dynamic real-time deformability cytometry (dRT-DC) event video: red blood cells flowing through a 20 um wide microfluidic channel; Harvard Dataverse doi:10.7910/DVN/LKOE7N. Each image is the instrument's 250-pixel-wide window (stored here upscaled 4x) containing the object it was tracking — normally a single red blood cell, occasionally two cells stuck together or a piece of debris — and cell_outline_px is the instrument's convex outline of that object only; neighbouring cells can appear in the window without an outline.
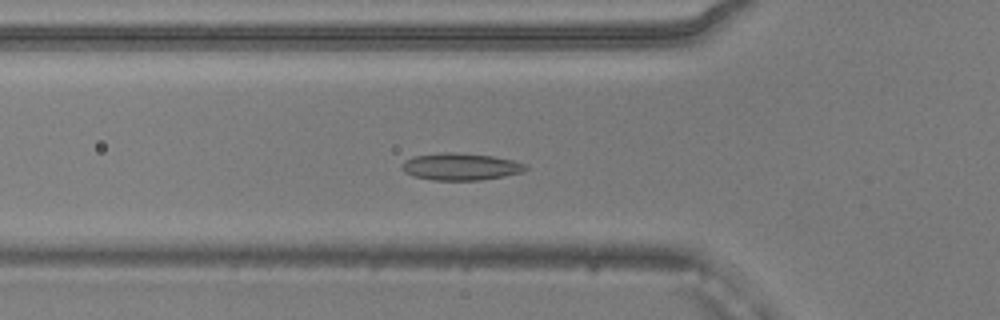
{"species": "common noctule bat (a hibernating species)", "species_latin": "Nyctalus noctula", "temperature_condition": "warm", "stored_images_in_passage": 51, "camera_frame_rate_fps": 3000, "um_per_image_px": 0.085, "animal": {"sex": "male", "body_mass_g": 20.5, "forearm_length_mm": 52.5}, "frame": {"image": 1, "passage_image": 16, "time_ms": 5.0, "image_size_px": [1000, 320], "cell_outline_px": [[528, 168], [524, 172], [504, 176], [480, 180], [432, 180], [412, 176], [404, 172], [400, 168], [400, 164], [404, 160], [412, 156], [448, 152], [492, 156], [512, 160], [524, 164]], "centroid_in_image_um": [39.1, 14.17], "position_along_channel_um": 86.7, "area_um2": 19.54}}
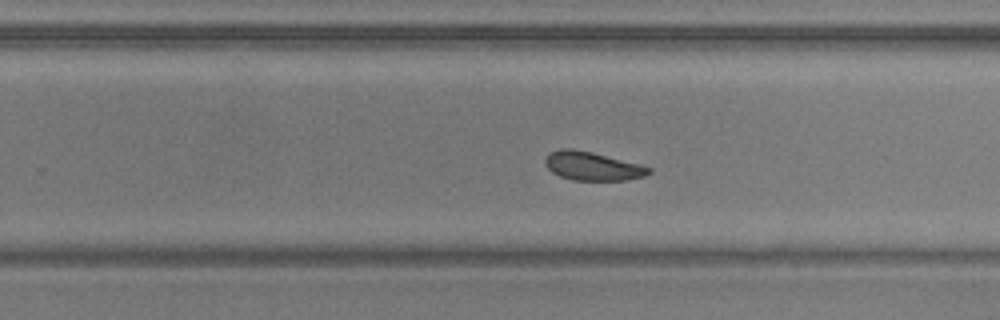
{"frame": {"image": 2, "passage_image": 31, "time_ms": 10.0, "image_size_px": [1000, 320], "cell_outline_px": [[652, 172], [644, 176], [628, 180], [572, 180], [560, 176], [552, 172], [548, 168], [544, 160], [548, 152], [560, 148], [572, 148], [592, 152], [640, 164], [652, 168]], "centroid_in_image_um": [50.35, 14.11], "position_along_channel_um": 279.5, "area_um2": 17.4}}
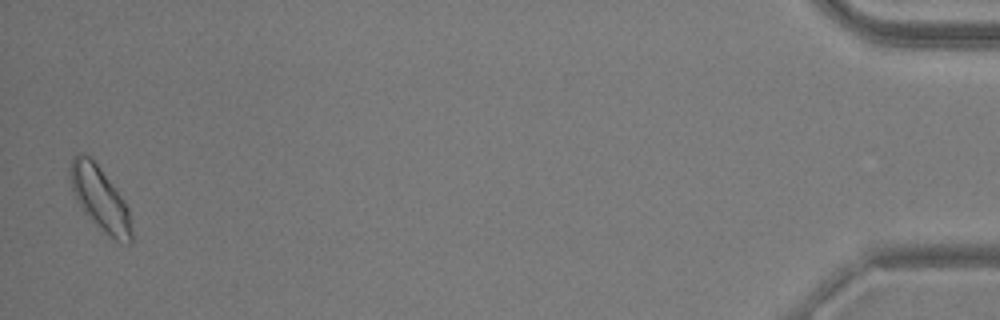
{"frame": {"image": 3, "passage_image": 50, "time_ms": 16.333, "image_size_px": [1000, 320], "cell_outline_px": [[132, 244], [128, 244], [116, 240], [84, 212], [72, 192], [68, 168], [72, 156], [80, 152], [84, 152], [92, 156], [120, 196], [128, 208], [132, 232]], "centroid_in_image_um": [8.45, 16.78], "position_along_channel_um": 426.7, "area_um2": 22.48}, "authors_computed_cell_mechanics": {"area_um2": 18.7272, "velocity_mm_per_s": 3.8488, "shape_relaxation_time_tau1_ms": 3.5962, "shape_relaxation_time_tau2_ms": 6.2432, "deformation_change_tau1": 0.0708, "deformation_change_tau2": 0.1218}}